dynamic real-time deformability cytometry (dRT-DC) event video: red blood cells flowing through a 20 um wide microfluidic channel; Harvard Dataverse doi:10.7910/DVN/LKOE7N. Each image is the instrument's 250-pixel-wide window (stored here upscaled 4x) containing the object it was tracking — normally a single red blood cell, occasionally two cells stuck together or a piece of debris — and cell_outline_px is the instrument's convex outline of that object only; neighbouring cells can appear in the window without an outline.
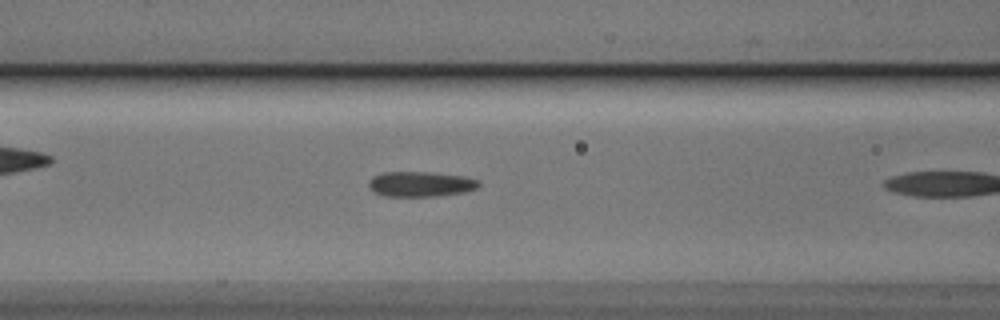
{"species": "Egyptian fruit bat (a non-hibernating species)", "species_latin": "Rousettus aegyptiacus", "temperature_condition": "cold", "stored_images_in_passage": 9, "camera_frame_rate_fps": 3000, "um_per_image_px": 0.085, "animal": {"sex": "male"}, "frame": {"image": 1, "passage_image": 8, "time_ms": 2.333, "image_size_px": [1000, 320], "cell_outline_px": [[480, 184], [476, 188], [464, 192], [436, 196], [384, 196], [372, 192], [368, 188], [368, 180], [372, 176], [384, 172], [428, 172], [464, 176], [480, 180]], "centroid_in_image_um": [35.7, 15.64], "position_along_channel_um": 130.9, "area_um2": 16.3}}